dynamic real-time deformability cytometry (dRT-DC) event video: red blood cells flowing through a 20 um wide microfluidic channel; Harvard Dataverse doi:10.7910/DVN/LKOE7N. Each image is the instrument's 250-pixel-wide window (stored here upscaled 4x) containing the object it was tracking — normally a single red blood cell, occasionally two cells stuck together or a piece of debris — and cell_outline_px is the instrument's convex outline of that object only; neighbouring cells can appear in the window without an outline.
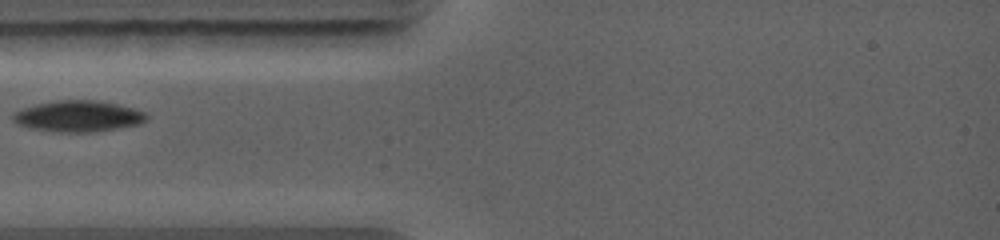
{"species": "common noctule bat (a hibernating species)", "species_latin": "Nyctalus noctula", "temperature_condition": "warm", "stored_images_in_passage": 1, "camera_frame_rate_fps": 5000, "um_per_image_px": 0.085, "animal": {"sex": "female", "body_mass_g": 19.0, "forearm_length_mm": 56.7}, "frame": {"image": 1, "passage_image": 1, "time_ms": 0.0, "image_size_px": [1000, 240], "cell_outline_px": [[148, 116], [140, 124], [92, 132], [56, 132], [28, 128], [16, 124], [12, 120], [12, 112], [36, 104], [56, 100], [96, 100], [116, 104], [132, 108], [144, 112]], "centroid_in_image_um": [6.57, 9.88], "position_along_channel_um": 78.4, "area_um2": 24.22}}